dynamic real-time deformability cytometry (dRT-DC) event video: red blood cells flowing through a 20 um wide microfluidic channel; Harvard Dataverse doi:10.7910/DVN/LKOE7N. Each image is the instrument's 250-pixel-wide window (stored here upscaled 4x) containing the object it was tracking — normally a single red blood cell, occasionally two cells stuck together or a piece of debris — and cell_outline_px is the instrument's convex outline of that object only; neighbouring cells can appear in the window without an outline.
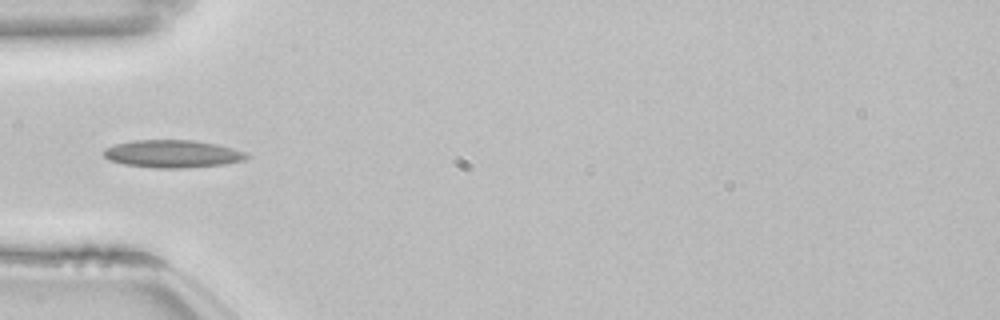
{"species": "common noctule bat (a hibernating species)", "species_latin": "Nyctalus noctula", "temperature_condition": "room temperature", "stored_images_in_passage": 35, "camera_frame_rate_fps": 3000, "um_per_image_px": 0.085, "animal": {"sex": "female", "body_mass_g": 22.7, "forearm_length_mm": 54.2}, "frame": {"image": 1, "passage_image": 1, "time_ms": 0.0, "image_size_px": [1000, 320], "cell_outline_px": [[252, 156], [244, 160], [224, 164], [184, 168], [152, 168], [124, 164], [108, 160], [104, 156], [104, 148], [116, 144], [136, 140], [192, 140], [216, 144], [232, 148], [244, 152]], "centroid_in_image_um": [14.66, 13.08], "position_along_channel_um": 70.3, "area_um2": 23.0}, "authors_computed_cell_mechanics": {"area_um2": 18.0336, "velocity_mm_per_s": 3.8141, "shape_relaxation_time_tau1_ms": 3.1841, "shape_relaxation_time_tau2_ms": 3.2424, "deformation_change_tau1": 0.1157, "deformation_change_tau2": 0.0956}}